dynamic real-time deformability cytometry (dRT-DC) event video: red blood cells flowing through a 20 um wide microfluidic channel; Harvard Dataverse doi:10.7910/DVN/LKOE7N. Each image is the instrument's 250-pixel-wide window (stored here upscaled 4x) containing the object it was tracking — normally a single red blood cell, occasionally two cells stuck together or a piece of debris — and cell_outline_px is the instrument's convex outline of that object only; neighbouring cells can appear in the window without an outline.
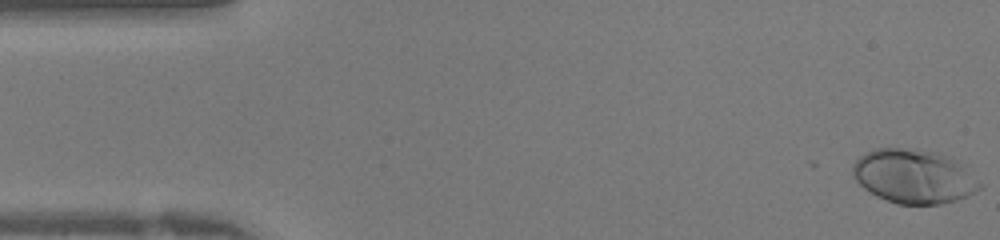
{"species": "human", "species_latin": "Homo sapiens", "temperature_condition": "warm", "stored_images_in_passage": 42, "camera_frame_rate_fps": 3000, "um_per_image_px": 0.085, "donor": {"sex": "female"}, "frame": {"image": 1, "passage_image": 1, "time_ms": 0.0, "image_size_px": [1000, 240], "cell_outline_px": [[984, 188], [968, 196], [956, 200], [940, 204], [896, 204], [876, 196], [864, 188], [852, 176], [852, 164], [864, 152], [872, 148], [904, 148], [940, 152], [952, 156], [984, 184]], "centroid_in_image_um": [77.7, 14.98], "position_along_channel_um": 7.3, "area_um2": 40.63}}
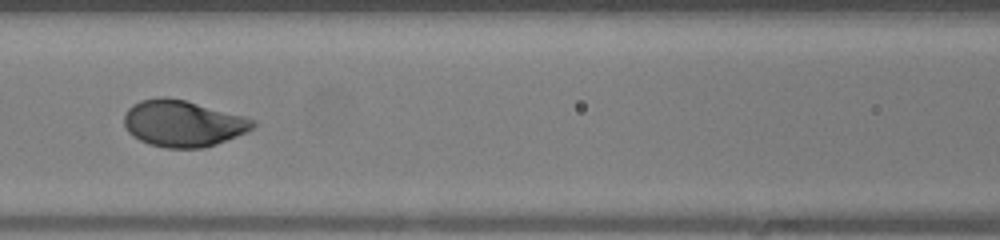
{"frame": {"image": 2, "passage_image": 18, "time_ms": 5.667, "image_size_px": [1000, 240], "cell_outline_px": [[256, 128], [248, 132], [216, 144], [204, 148], [168, 148], [148, 144], [132, 136], [128, 132], [124, 124], [124, 116], [128, 108], [132, 104], [140, 100], [160, 96], [164, 96], [184, 100], [244, 116], [256, 120]], "centroid_in_image_um": [15.55, 10.49], "position_along_channel_um": 151.0, "area_um2": 35.08}}
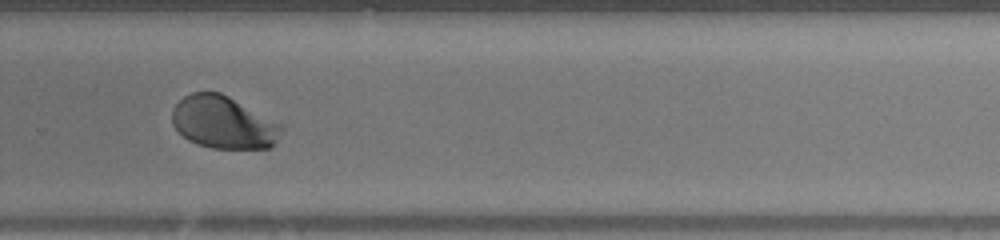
{"frame": {"image": 3, "passage_image": 28, "time_ms": 9.0, "image_size_px": [1000, 240], "cell_outline_px": [[288, 124], [272, 148], [212, 148], [196, 144], [188, 140], [172, 124], [172, 108], [184, 96], [192, 92], [220, 92]], "centroid_in_image_um": [19.09, 10.4], "position_along_channel_um": 310.7, "area_um2": 34.28}}